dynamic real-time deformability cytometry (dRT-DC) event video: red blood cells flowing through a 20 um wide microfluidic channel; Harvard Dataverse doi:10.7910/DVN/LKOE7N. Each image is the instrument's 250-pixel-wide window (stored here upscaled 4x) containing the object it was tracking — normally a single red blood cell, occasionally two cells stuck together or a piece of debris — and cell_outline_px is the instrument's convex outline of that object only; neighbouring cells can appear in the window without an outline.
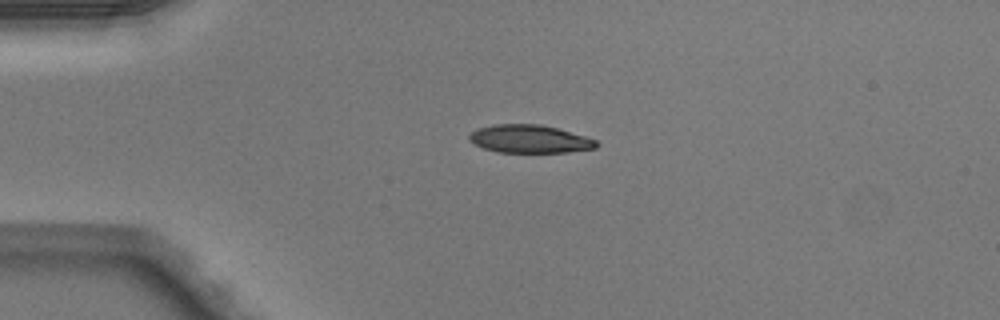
{"species": "Egyptian fruit bat (a non-hibernating species)", "species_latin": "Rousettus aegyptiacus", "temperature_condition": "warm", "stored_images_in_passage": 38, "camera_frame_rate_fps": 3000, "um_per_image_px": 0.085, "animal": {"sex": "male"}, "frame": {"image": 1, "passage_image": 1, "time_ms": 0.0, "image_size_px": [1000, 320], "cell_outline_px": [[600, 144], [596, 148], [568, 152], [500, 152], [484, 148], [468, 140], [468, 136], [476, 128], [492, 124], [540, 124], [556, 128], [584, 136], [596, 140]], "centroid_in_image_um": [45.01, 11.8], "position_along_channel_um": 40.0, "area_um2": 20.69}}
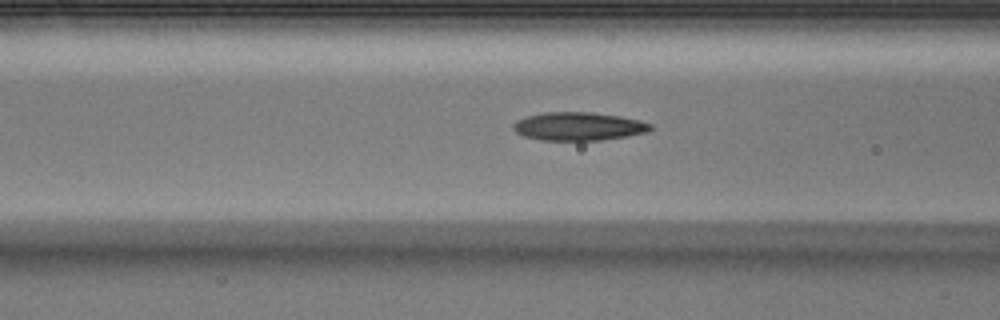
{"frame": {"image": 2, "passage_image": 9, "time_ms": 2.667, "image_size_px": [1000, 320], "cell_outline_px": [[652, 128], [648, 132], [600, 140], [540, 140], [524, 136], [516, 132], [512, 128], [512, 124], [516, 120], [528, 116], [544, 112], [592, 112], [620, 116], [640, 120], [652, 124]], "centroid_in_image_um": [49.16, 10.73], "position_along_channel_um": 117.4, "area_um2": 22.6}}
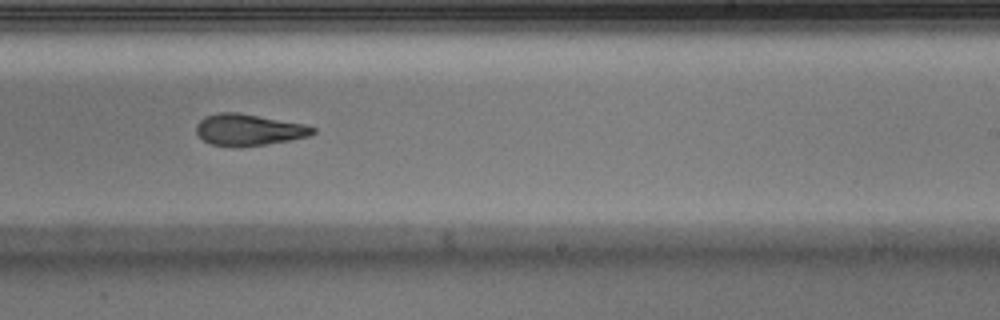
{"frame": {"image": 3, "passage_image": 20, "time_ms": 6.333, "image_size_px": [1000, 320], "cell_outline_px": [[316, 132], [308, 136], [288, 140], [264, 144], [236, 148], [232, 148], [212, 144], [204, 140], [196, 132], [196, 124], [204, 116], [216, 112], [236, 112], [304, 124], [316, 128]], "centroid_in_image_um": [21.09, 11.03], "position_along_channel_um": 267.9, "area_um2": 21.39}, "authors_computed_cell_mechanics": {"area_um2": 22.0218, "velocity_mm_per_s": 4.1039, "shape_relaxation_time_tau1_ms": 5.9149, "shape_relaxation_time_tau2_ms": 2.8278, "deformation_change_tau1": 0.2153, "deformation_change_tau2": 0.124}}